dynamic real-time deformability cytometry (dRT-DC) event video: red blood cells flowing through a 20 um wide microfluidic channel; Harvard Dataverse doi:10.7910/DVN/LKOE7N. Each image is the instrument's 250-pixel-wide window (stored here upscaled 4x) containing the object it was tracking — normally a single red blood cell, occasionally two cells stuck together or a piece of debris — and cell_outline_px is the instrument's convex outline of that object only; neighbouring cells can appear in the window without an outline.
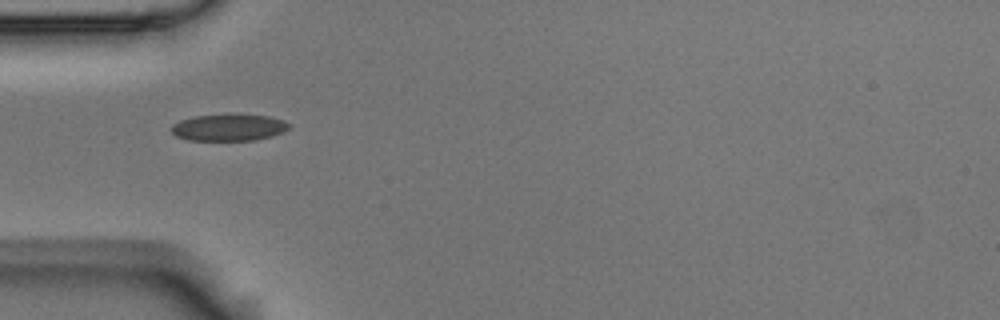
{"species": "Egyptian fruit bat (a non-hibernating species)", "species_latin": "Rousettus aegyptiacus", "temperature_condition": "room temperature", "stored_images_in_passage": 2, "camera_frame_rate_fps": 3000, "um_per_image_px": 0.085, "animal": {"sex": "male"}, "frame": {"image": 1, "passage_image": 1, "time_ms": 0.0, "image_size_px": [1000, 320], "cell_outline_px": [[292, 124], [284, 132], [272, 136], [256, 140], [188, 140], [176, 136], [172, 132], [172, 124], [180, 120], [196, 116], [268, 116], [284, 120]], "centroid_in_image_um": [19.47, 10.86], "position_along_channel_um": 65.5, "area_um2": 17.86}}
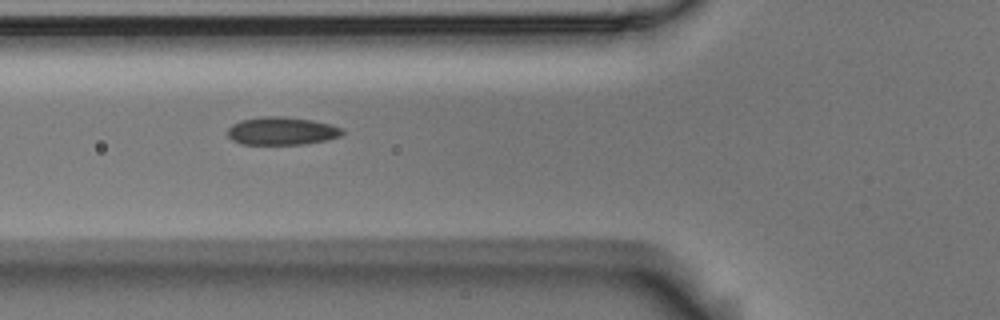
{"frame": {"image": 2, "passage_image": 2, "time_ms": 0.333, "image_size_px": [1000, 320], "cell_outline_px": [[344, 132], [340, 136], [328, 140], [304, 144], [240, 144], [232, 140], [228, 136], [228, 128], [232, 124], [240, 120], [260, 116], [284, 116], [312, 120], [332, 124], [344, 128]], "centroid_in_image_um": [23.97, 11.12], "position_along_channel_um": 101.8, "area_um2": 18.96}}